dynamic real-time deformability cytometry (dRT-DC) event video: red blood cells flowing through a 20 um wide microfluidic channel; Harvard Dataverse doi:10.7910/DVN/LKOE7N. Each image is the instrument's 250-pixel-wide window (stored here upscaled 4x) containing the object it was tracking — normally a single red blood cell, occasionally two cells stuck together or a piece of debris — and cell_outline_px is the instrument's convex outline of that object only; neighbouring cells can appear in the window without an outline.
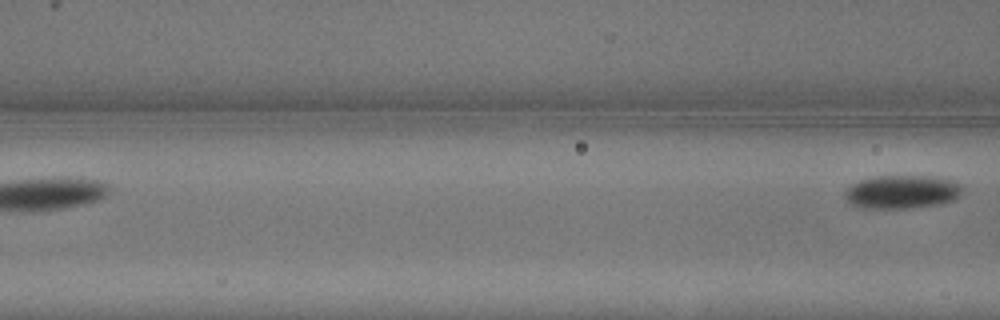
{"species": "common noctule bat (a hibernating species)", "species_latin": "Nyctalus noctula", "temperature_condition": "warm", "stored_images_in_passage": 9, "segment_of_instrument_passage": [2, 2], "camera_frame_rate_fps": 3000, "um_per_image_px": 0.085, "animal": {"sex": "male", "body_mass_g": 13.3}, "frame": {"image": 1, "passage_image": 9, "time_ms": 2.667, "image_size_px": [1000, 320], "cell_outline_px": [[960, 192], [952, 200], [940, 204], [912, 208], [860, 208], [848, 204], [844, 196], [844, 192], [852, 184], [860, 180], [872, 176], [936, 176], [952, 180], [960, 184]], "centroid_in_image_um": [76.6, 16.31], "position_along_channel_um": 90.0, "area_um2": 23.0}}